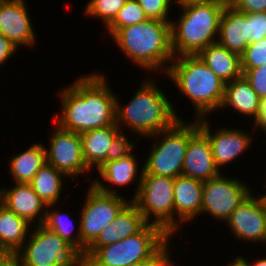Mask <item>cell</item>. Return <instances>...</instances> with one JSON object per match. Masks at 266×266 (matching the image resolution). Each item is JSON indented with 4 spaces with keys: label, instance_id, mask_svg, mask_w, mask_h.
I'll use <instances>...</instances> for the list:
<instances>
[{
    "label": "cell",
    "instance_id": "1",
    "mask_svg": "<svg viewBox=\"0 0 266 266\" xmlns=\"http://www.w3.org/2000/svg\"><path fill=\"white\" fill-rule=\"evenodd\" d=\"M102 71L79 75L56 92L61 108L54 123L81 134L116 124V94Z\"/></svg>",
    "mask_w": 266,
    "mask_h": 266
},
{
    "label": "cell",
    "instance_id": "2",
    "mask_svg": "<svg viewBox=\"0 0 266 266\" xmlns=\"http://www.w3.org/2000/svg\"><path fill=\"white\" fill-rule=\"evenodd\" d=\"M140 84L125 104L116 95V124L124 134L129 129L132 142L135 134L147 138L170 128L178 119L184 120L155 79L144 78Z\"/></svg>",
    "mask_w": 266,
    "mask_h": 266
},
{
    "label": "cell",
    "instance_id": "3",
    "mask_svg": "<svg viewBox=\"0 0 266 266\" xmlns=\"http://www.w3.org/2000/svg\"><path fill=\"white\" fill-rule=\"evenodd\" d=\"M111 40L133 65L156 76H164L174 59L170 22L148 18L119 29Z\"/></svg>",
    "mask_w": 266,
    "mask_h": 266
},
{
    "label": "cell",
    "instance_id": "4",
    "mask_svg": "<svg viewBox=\"0 0 266 266\" xmlns=\"http://www.w3.org/2000/svg\"><path fill=\"white\" fill-rule=\"evenodd\" d=\"M180 93L189 98L194 119L209 118L219 111L224 99L225 83L198 57L182 55L174 57L165 73Z\"/></svg>",
    "mask_w": 266,
    "mask_h": 266
},
{
    "label": "cell",
    "instance_id": "5",
    "mask_svg": "<svg viewBox=\"0 0 266 266\" xmlns=\"http://www.w3.org/2000/svg\"><path fill=\"white\" fill-rule=\"evenodd\" d=\"M226 5L216 1L184 4L176 20L171 19V46L174 57L198 55L218 40L220 20Z\"/></svg>",
    "mask_w": 266,
    "mask_h": 266
},
{
    "label": "cell",
    "instance_id": "6",
    "mask_svg": "<svg viewBox=\"0 0 266 266\" xmlns=\"http://www.w3.org/2000/svg\"><path fill=\"white\" fill-rule=\"evenodd\" d=\"M185 120L178 119L170 128L148 137L153 144L142 162L143 174L172 178L182 175L189 139L199 129V119Z\"/></svg>",
    "mask_w": 266,
    "mask_h": 266
},
{
    "label": "cell",
    "instance_id": "7",
    "mask_svg": "<svg viewBox=\"0 0 266 266\" xmlns=\"http://www.w3.org/2000/svg\"><path fill=\"white\" fill-rule=\"evenodd\" d=\"M169 239L172 238L159 226L147 223L136 234L98 248L83 263V266H127L139 262H150Z\"/></svg>",
    "mask_w": 266,
    "mask_h": 266
},
{
    "label": "cell",
    "instance_id": "8",
    "mask_svg": "<svg viewBox=\"0 0 266 266\" xmlns=\"http://www.w3.org/2000/svg\"><path fill=\"white\" fill-rule=\"evenodd\" d=\"M14 257L22 266H83L81 255L43 224L32 226Z\"/></svg>",
    "mask_w": 266,
    "mask_h": 266
},
{
    "label": "cell",
    "instance_id": "9",
    "mask_svg": "<svg viewBox=\"0 0 266 266\" xmlns=\"http://www.w3.org/2000/svg\"><path fill=\"white\" fill-rule=\"evenodd\" d=\"M148 224L175 235L174 178L143 174L137 196L132 200Z\"/></svg>",
    "mask_w": 266,
    "mask_h": 266
},
{
    "label": "cell",
    "instance_id": "10",
    "mask_svg": "<svg viewBox=\"0 0 266 266\" xmlns=\"http://www.w3.org/2000/svg\"><path fill=\"white\" fill-rule=\"evenodd\" d=\"M85 201L82 204L79 226L81 234V256L86 248L118 216L121 210L131 201L122 195L106 194L89 183Z\"/></svg>",
    "mask_w": 266,
    "mask_h": 266
},
{
    "label": "cell",
    "instance_id": "11",
    "mask_svg": "<svg viewBox=\"0 0 266 266\" xmlns=\"http://www.w3.org/2000/svg\"><path fill=\"white\" fill-rule=\"evenodd\" d=\"M242 181L238 177H227L225 173L205 181L201 216L209 214L215 221L225 223L231 213L254 192L249 187L250 183Z\"/></svg>",
    "mask_w": 266,
    "mask_h": 266
},
{
    "label": "cell",
    "instance_id": "12",
    "mask_svg": "<svg viewBox=\"0 0 266 266\" xmlns=\"http://www.w3.org/2000/svg\"><path fill=\"white\" fill-rule=\"evenodd\" d=\"M54 129L49 134V147L46 148V163L63 172L71 181L78 180L91 170L86 166L82 154L81 135L59 127L54 123Z\"/></svg>",
    "mask_w": 266,
    "mask_h": 266
},
{
    "label": "cell",
    "instance_id": "13",
    "mask_svg": "<svg viewBox=\"0 0 266 266\" xmlns=\"http://www.w3.org/2000/svg\"><path fill=\"white\" fill-rule=\"evenodd\" d=\"M135 144L137 143L133 142L116 159L106 161L96 171L99 174L96 175L98 177H96V179L90 178L92 180L91 184L102 193L120 195L117 188L120 186L125 187L126 185L130 186L133 182H137L134 184L136 185V187H134L136 189L132 195L133 197H130V200L132 201L138 194L144 172V164H142V166L139 165L138 158L133 153L137 148Z\"/></svg>",
    "mask_w": 266,
    "mask_h": 266
},
{
    "label": "cell",
    "instance_id": "14",
    "mask_svg": "<svg viewBox=\"0 0 266 266\" xmlns=\"http://www.w3.org/2000/svg\"><path fill=\"white\" fill-rule=\"evenodd\" d=\"M82 154L86 166L97 171L106 161L116 159L133 142L117 124L83 132Z\"/></svg>",
    "mask_w": 266,
    "mask_h": 266
},
{
    "label": "cell",
    "instance_id": "15",
    "mask_svg": "<svg viewBox=\"0 0 266 266\" xmlns=\"http://www.w3.org/2000/svg\"><path fill=\"white\" fill-rule=\"evenodd\" d=\"M235 239L253 245L266 244V204L253 192L243 201L226 220ZM255 243V244H254Z\"/></svg>",
    "mask_w": 266,
    "mask_h": 266
},
{
    "label": "cell",
    "instance_id": "16",
    "mask_svg": "<svg viewBox=\"0 0 266 266\" xmlns=\"http://www.w3.org/2000/svg\"><path fill=\"white\" fill-rule=\"evenodd\" d=\"M210 119H199V129L208 137L214 162L216 167L224 170L230 163L246 153L250 145L253 146L254 138L247 132L239 128L220 126L212 131ZM211 128V129H210ZM233 161V162H232ZM222 168V169H221Z\"/></svg>",
    "mask_w": 266,
    "mask_h": 266
},
{
    "label": "cell",
    "instance_id": "17",
    "mask_svg": "<svg viewBox=\"0 0 266 266\" xmlns=\"http://www.w3.org/2000/svg\"><path fill=\"white\" fill-rule=\"evenodd\" d=\"M25 0H0V34L16 47L34 48L37 33Z\"/></svg>",
    "mask_w": 266,
    "mask_h": 266
},
{
    "label": "cell",
    "instance_id": "18",
    "mask_svg": "<svg viewBox=\"0 0 266 266\" xmlns=\"http://www.w3.org/2000/svg\"><path fill=\"white\" fill-rule=\"evenodd\" d=\"M1 186L0 203L31 225L44 223L47 206L27 183H14L13 186Z\"/></svg>",
    "mask_w": 266,
    "mask_h": 266
},
{
    "label": "cell",
    "instance_id": "19",
    "mask_svg": "<svg viewBox=\"0 0 266 266\" xmlns=\"http://www.w3.org/2000/svg\"><path fill=\"white\" fill-rule=\"evenodd\" d=\"M146 221L137 206L130 201L97 238L86 248L81 256L84 263L98 248H102L139 232Z\"/></svg>",
    "mask_w": 266,
    "mask_h": 266
},
{
    "label": "cell",
    "instance_id": "20",
    "mask_svg": "<svg viewBox=\"0 0 266 266\" xmlns=\"http://www.w3.org/2000/svg\"><path fill=\"white\" fill-rule=\"evenodd\" d=\"M208 137L198 129L189 139L182 175L202 182L219 176Z\"/></svg>",
    "mask_w": 266,
    "mask_h": 266
},
{
    "label": "cell",
    "instance_id": "21",
    "mask_svg": "<svg viewBox=\"0 0 266 266\" xmlns=\"http://www.w3.org/2000/svg\"><path fill=\"white\" fill-rule=\"evenodd\" d=\"M203 183L183 175L174 178L175 236L184 224L201 217Z\"/></svg>",
    "mask_w": 266,
    "mask_h": 266
},
{
    "label": "cell",
    "instance_id": "22",
    "mask_svg": "<svg viewBox=\"0 0 266 266\" xmlns=\"http://www.w3.org/2000/svg\"><path fill=\"white\" fill-rule=\"evenodd\" d=\"M217 42L241 57L248 46V13L225 6Z\"/></svg>",
    "mask_w": 266,
    "mask_h": 266
},
{
    "label": "cell",
    "instance_id": "23",
    "mask_svg": "<svg viewBox=\"0 0 266 266\" xmlns=\"http://www.w3.org/2000/svg\"><path fill=\"white\" fill-rule=\"evenodd\" d=\"M260 105L261 99L243 75L225 84L221 111L224 109L228 110L230 107L235 112L237 111V114L240 113L239 116L242 115V119L244 116L248 119L253 118L252 124H254L258 119Z\"/></svg>",
    "mask_w": 266,
    "mask_h": 266
},
{
    "label": "cell",
    "instance_id": "24",
    "mask_svg": "<svg viewBox=\"0 0 266 266\" xmlns=\"http://www.w3.org/2000/svg\"><path fill=\"white\" fill-rule=\"evenodd\" d=\"M32 226L0 203V255L14 256L27 240Z\"/></svg>",
    "mask_w": 266,
    "mask_h": 266
},
{
    "label": "cell",
    "instance_id": "25",
    "mask_svg": "<svg viewBox=\"0 0 266 266\" xmlns=\"http://www.w3.org/2000/svg\"><path fill=\"white\" fill-rule=\"evenodd\" d=\"M198 57L225 84L242 76L241 57L218 42L203 49Z\"/></svg>",
    "mask_w": 266,
    "mask_h": 266
},
{
    "label": "cell",
    "instance_id": "26",
    "mask_svg": "<svg viewBox=\"0 0 266 266\" xmlns=\"http://www.w3.org/2000/svg\"><path fill=\"white\" fill-rule=\"evenodd\" d=\"M45 145L41 142L33 143L26 150L10 157L8 166L14 183H30L38 170L46 164Z\"/></svg>",
    "mask_w": 266,
    "mask_h": 266
},
{
    "label": "cell",
    "instance_id": "27",
    "mask_svg": "<svg viewBox=\"0 0 266 266\" xmlns=\"http://www.w3.org/2000/svg\"><path fill=\"white\" fill-rule=\"evenodd\" d=\"M65 177L67 178L63 172L46 163L33 176L29 184L46 206L58 205L59 203L63 204L61 193L64 192L65 183L68 182Z\"/></svg>",
    "mask_w": 266,
    "mask_h": 266
},
{
    "label": "cell",
    "instance_id": "28",
    "mask_svg": "<svg viewBox=\"0 0 266 266\" xmlns=\"http://www.w3.org/2000/svg\"><path fill=\"white\" fill-rule=\"evenodd\" d=\"M55 206L57 208V205L47 206L46 217L43 225L49 228L50 230L56 232L62 239H64L81 255V234L80 226H78L80 224H76V229V225L74 223L75 220H73V218L70 216L71 213H63L60 208H58L59 210L55 209Z\"/></svg>",
    "mask_w": 266,
    "mask_h": 266
},
{
    "label": "cell",
    "instance_id": "29",
    "mask_svg": "<svg viewBox=\"0 0 266 266\" xmlns=\"http://www.w3.org/2000/svg\"><path fill=\"white\" fill-rule=\"evenodd\" d=\"M138 0H127L125 5L118 11L114 20L104 29L112 37L119 29L132 26L147 20Z\"/></svg>",
    "mask_w": 266,
    "mask_h": 266
},
{
    "label": "cell",
    "instance_id": "30",
    "mask_svg": "<svg viewBox=\"0 0 266 266\" xmlns=\"http://www.w3.org/2000/svg\"><path fill=\"white\" fill-rule=\"evenodd\" d=\"M127 0H88L83 13L86 18H97L102 21L105 29L116 17L118 11L125 5Z\"/></svg>",
    "mask_w": 266,
    "mask_h": 266
},
{
    "label": "cell",
    "instance_id": "31",
    "mask_svg": "<svg viewBox=\"0 0 266 266\" xmlns=\"http://www.w3.org/2000/svg\"><path fill=\"white\" fill-rule=\"evenodd\" d=\"M266 66V37L260 41L248 44L241 56V69L248 70Z\"/></svg>",
    "mask_w": 266,
    "mask_h": 266
},
{
    "label": "cell",
    "instance_id": "32",
    "mask_svg": "<svg viewBox=\"0 0 266 266\" xmlns=\"http://www.w3.org/2000/svg\"><path fill=\"white\" fill-rule=\"evenodd\" d=\"M138 2L148 18L171 22L170 12L173 10L171 7L175 4L174 0H138Z\"/></svg>",
    "mask_w": 266,
    "mask_h": 266
},
{
    "label": "cell",
    "instance_id": "33",
    "mask_svg": "<svg viewBox=\"0 0 266 266\" xmlns=\"http://www.w3.org/2000/svg\"><path fill=\"white\" fill-rule=\"evenodd\" d=\"M242 75L261 100L266 98V66L242 70Z\"/></svg>",
    "mask_w": 266,
    "mask_h": 266
},
{
    "label": "cell",
    "instance_id": "34",
    "mask_svg": "<svg viewBox=\"0 0 266 266\" xmlns=\"http://www.w3.org/2000/svg\"><path fill=\"white\" fill-rule=\"evenodd\" d=\"M266 37V12L248 13V44Z\"/></svg>",
    "mask_w": 266,
    "mask_h": 266
},
{
    "label": "cell",
    "instance_id": "35",
    "mask_svg": "<svg viewBox=\"0 0 266 266\" xmlns=\"http://www.w3.org/2000/svg\"><path fill=\"white\" fill-rule=\"evenodd\" d=\"M171 243V239H169L162 248L152 257V259L149 262L150 266H177L175 261L172 260L174 257L171 252L172 249H176V245ZM171 256V257H170Z\"/></svg>",
    "mask_w": 266,
    "mask_h": 266
},
{
    "label": "cell",
    "instance_id": "36",
    "mask_svg": "<svg viewBox=\"0 0 266 266\" xmlns=\"http://www.w3.org/2000/svg\"><path fill=\"white\" fill-rule=\"evenodd\" d=\"M232 6L243 13L266 12V0H235Z\"/></svg>",
    "mask_w": 266,
    "mask_h": 266
},
{
    "label": "cell",
    "instance_id": "37",
    "mask_svg": "<svg viewBox=\"0 0 266 266\" xmlns=\"http://www.w3.org/2000/svg\"><path fill=\"white\" fill-rule=\"evenodd\" d=\"M18 50V47L0 34V66L11 60Z\"/></svg>",
    "mask_w": 266,
    "mask_h": 266
},
{
    "label": "cell",
    "instance_id": "38",
    "mask_svg": "<svg viewBox=\"0 0 266 266\" xmlns=\"http://www.w3.org/2000/svg\"><path fill=\"white\" fill-rule=\"evenodd\" d=\"M251 126L252 127L254 126L253 131H256L254 129H257V133H258V130L261 129L260 132L262 131V132H265L266 134V98L261 100L258 119Z\"/></svg>",
    "mask_w": 266,
    "mask_h": 266
},
{
    "label": "cell",
    "instance_id": "39",
    "mask_svg": "<svg viewBox=\"0 0 266 266\" xmlns=\"http://www.w3.org/2000/svg\"><path fill=\"white\" fill-rule=\"evenodd\" d=\"M0 266H22L14 256L0 255Z\"/></svg>",
    "mask_w": 266,
    "mask_h": 266
},
{
    "label": "cell",
    "instance_id": "40",
    "mask_svg": "<svg viewBox=\"0 0 266 266\" xmlns=\"http://www.w3.org/2000/svg\"><path fill=\"white\" fill-rule=\"evenodd\" d=\"M225 266H249L248 265V261L244 258V254L241 256H235V258L233 259L232 257V261H228V263L226 262V264H224Z\"/></svg>",
    "mask_w": 266,
    "mask_h": 266
},
{
    "label": "cell",
    "instance_id": "41",
    "mask_svg": "<svg viewBox=\"0 0 266 266\" xmlns=\"http://www.w3.org/2000/svg\"><path fill=\"white\" fill-rule=\"evenodd\" d=\"M264 254H262V258H258L257 261H251L249 262L248 257L246 258V256L244 257L247 261H248V265L249 266H266V255L263 257ZM252 262V263H251Z\"/></svg>",
    "mask_w": 266,
    "mask_h": 266
},
{
    "label": "cell",
    "instance_id": "42",
    "mask_svg": "<svg viewBox=\"0 0 266 266\" xmlns=\"http://www.w3.org/2000/svg\"><path fill=\"white\" fill-rule=\"evenodd\" d=\"M207 0H174V5L178 4V9L179 6H182L184 4H188V3H193V2H206Z\"/></svg>",
    "mask_w": 266,
    "mask_h": 266
},
{
    "label": "cell",
    "instance_id": "43",
    "mask_svg": "<svg viewBox=\"0 0 266 266\" xmlns=\"http://www.w3.org/2000/svg\"><path fill=\"white\" fill-rule=\"evenodd\" d=\"M207 1H216L228 6V5H233L235 0H207Z\"/></svg>",
    "mask_w": 266,
    "mask_h": 266
},
{
    "label": "cell",
    "instance_id": "44",
    "mask_svg": "<svg viewBox=\"0 0 266 266\" xmlns=\"http://www.w3.org/2000/svg\"><path fill=\"white\" fill-rule=\"evenodd\" d=\"M127 266H150V265H149V262H139V263H135V264L127 265Z\"/></svg>",
    "mask_w": 266,
    "mask_h": 266
},
{
    "label": "cell",
    "instance_id": "45",
    "mask_svg": "<svg viewBox=\"0 0 266 266\" xmlns=\"http://www.w3.org/2000/svg\"><path fill=\"white\" fill-rule=\"evenodd\" d=\"M266 176V175H265ZM265 185H263V189L265 190V193L259 195L258 197L261 198L262 200H265L266 199V180H265Z\"/></svg>",
    "mask_w": 266,
    "mask_h": 266
}]
</instances>
